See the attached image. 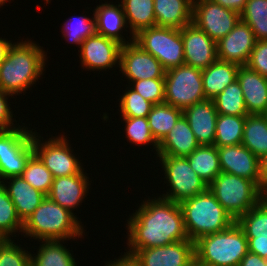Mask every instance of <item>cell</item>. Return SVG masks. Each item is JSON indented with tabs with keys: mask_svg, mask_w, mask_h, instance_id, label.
<instances>
[{
	"mask_svg": "<svg viewBox=\"0 0 267 266\" xmlns=\"http://www.w3.org/2000/svg\"><path fill=\"white\" fill-rule=\"evenodd\" d=\"M184 48V64L198 69H206L217 58L216 42L194 23L181 29Z\"/></svg>",
	"mask_w": 267,
	"mask_h": 266,
	"instance_id": "2e32d148",
	"label": "cell"
},
{
	"mask_svg": "<svg viewBox=\"0 0 267 266\" xmlns=\"http://www.w3.org/2000/svg\"><path fill=\"white\" fill-rule=\"evenodd\" d=\"M13 95L0 90V130L15 128L13 113L8 103V97ZM13 125V126H12Z\"/></svg>",
	"mask_w": 267,
	"mask_h": 266,
	"instance_id": "ee69618b",
	"label": "cell"
},
{
	"mask_svg": "<svg viewBox=\"0 0 267 266\" xmlns=\"http://www.w3.org/2000/svg\"><path fill=\"white\" fill-rule=\"evenodd\" d=\"M240 20V14L210 0L193 4L192 23L216 43L225 37Z\"/></svg>",
	"mask_w": 267,
	"mask_h": 266,
	"instance_id": "7c38bea8",
	"label": "cell"
},
{
	"mask_svg": "<svg viewBox=\"0 0 267 266\" xmlns=\"http://www.w3.org/2000/svg\"><path fill=\"white\" fill-rule=\"evenodd\" d=\"M125 122L126 138L130 143L135 145H152L155 149V153L158 155L159 143L154 139L150 126L148 124L147 117H122ZM152 143V144H151Z\"/></svg>",
	"mask_w": 267,
	"mask_h": 266,
	"instance_id": "f35d334b",
	"label": "cell"
},
{
	"mask_svg": "<svg viewBox=\"0 0 267 266\" xmlns=\"http://www.w3.org/2000/svg\"><path fill=\"white\" fill-rule=\"evenodd\" d=\"M15 240L4 239L0 243V266H30L31 252L25 250Z\"/></svg>",
	"mask_w": 267,
	"mask_h": 266,
	"instance_id": "60d3db41",
	"label": "cell"
},
{
	"mask_svg": "<svg viewBox=\"0 0 267 266\" xmlns=\"http://www.w3.org/2000/svg\"><path fill=\"white\" fill-rule=\"evenodd\" d=\"M105 266H135L129 259L119 257L118 259H115L114 261H107L105 263Z\"/></svg>",
	"mask_w": 267,
	"mask_h": 266,
	"instance_id": "f907efd6",
	"label": "cell"
},
{
	"mask_svg": "<svg viewBox=\"0 0 267 266\" xmlns=\"http://www.w3.org/2000/svg\"><path fill=\"white\" fill-rule=\"evenodd\" d=\"M78 50L81 67L101 71L120 66L122 44L118 41L95 33L87 37ZM116 65V66H115Z\"/></svg>",
	"mask_w": 267,
	"mask_h": 266,
	"instance_id": "5bb4252c",
	"label": "cell"
},
{
	"mask_svg": "<svg viewBox=\"0 0 267 266\" xmlns=\"http://www.w3.org/2000/svg\"><path fill=\"white\" fill-rule=\"evenodd\" d=\"M134 42L153 55L165 70L184 64V48L181 29L150 27L134 35Z\"/></svg>",
	"mask_w": 267,
	"mask_h": 266,
	"instance_id": "52a82bcc",
	"label": "cell"
},
{
	"mask_svg": "<svg viewBox=\"0 0 267 266\" xmlns=\"http://www.w3.org/2000/svg\"><path fill=\"white\" fill-rule=\"evenodd\" d=\"M156 26L182 29L192 23L193 4L188 0H154Z\"/></svg>",
	"mask_w": 267,
	"mask_h": 266,
	"instance_id": "d4e9b609",
	"label": "cell"
},
{
	"mask_svg": "<svg viewBox=\"0 0 267 266\" xmlns=\"http://www.w3.org/2000/svg\"><path fill=\"white\" fill-rule=\"evenodd\" d=\"M199 146L187 119L182 115L158 145V155L187 157Z\"/></svg>",
	"mask_w": 267,
	"mask_h": 266,
	"instance_id": "603a6c76",
	"label": "cell"
},
{
	"mask_svg": "<svg viewBox=\"0 0 267 266\" xmlns=\"http://www.w3.org/2000/svg\"><path fill=\"white\" fill-rule=\"evenodd\" d=\"M237 80L248 114H262L267 109V77L243 65L239 66Z\"/></svg>",
	"mask_w": 267,
	"mask_h": 266,
	"instance_id": "44dd1931",
	"label": "cell"
},
{
	"mask_svg": "<svg viewBox=\"0 0 267 266\" xmlns=\"http://www.w3.org/2000/svg\"><path fill=\"white\" fill-rule=\"evenodd\" d=\"M21 177L34 189L48 195L53 183L52 173L34 153L26 164Z\"/></svg>",
	"mask_w": 267,
	"mask_h": 266,
	"instance_id": "8d00e7d4",
	"label": "cell"
},
{
	"mask_svg": "<svg viewBox=\"0 0 267 266\" xmlns=\"http://www.w3.org/2000/svg\"><path fill=\"white\" fill-rule=\"evenodd\" d=\"M121 5L131 39L140 30L156 26L154 0H121Z\"/></svg>",
	"mask_w": 267,
	"mask_h": 266,
	"instance_id": "4316f807",
	"label": "cell"
},
{
	"mask_svg": "<svg viewBox=\"0 0 267 266\" xmlns=\"http://www.w3.org/2000/svg\"><path fill=\"white\" fill-rule=\"evenodd\" d=\"M190 266H198V264L194 261Z\"/></svg>",
	"mask_w": 267,
	"mask_h": 266,
	"instance_id": "9f6ffc18",
	"label": "cell"
},
{
	"mask_svg": "<svg viewBox=\"0 0 267 266\" xmlns=\"http://www.w3.org/2000/svg\"><path fill=\"white\" fill-rule=\"evenodd\" d=\"M245 120L246 116L218 114L213 145L222 147L241 144Z\"/></svg>",
	"mask_w": 267,
	"mask_h": 266,
	"instance_id": "1f68e13d",
	"label": "cell"
},
{
	"mask_svg": "<svg viewBox=\"0 0 267 266\" xmlns=\"http://www.w3.org/2000/svg\"><path fill=\"white\" fill-rule=\"evenodd\" d=\"M259 188L267 189V154L259 158Z\"/></svg>",
	"mask_w": 267,
	"mask_h": 266,
	"instance_id": "c3c4849f",
	"label": "cell"
},
{
	"mask_svg": "<svg viewBox=\"0 0 267 266\" xmlns=\"http://www.w3.org/2000/svg\"><path fill=\"white\" fill-rule=\"evenodd\" d=\"M66 22L62 25V37L71 44L73 43L81 47L82 42L87 37L96 33V19L94 13L92 18L84 15L74 16V18L72 17Z\"/></svg>",
	"mask_w": 267,
	"mask_h": 266,
	"instance_id": "74e56055",
	"label": "cell"
},
{
	"mask_svg": "<svg viewBox=\"0 0 267 266\" xmlns=\"http://www.w3.org/2000/svg\"><path fill=\"white\" fill-rule=\"evenodd\" d=\"M4 240V238L2 236H0V243Z\"/></svg>",
	"mask_w": 267,
	"mask_h": 266,
	"instance_id": "6f0895ef",
	"label": "cell"
},
{
	"mask_svg": "<svg viewBox=\"0 0 267 266\" xmlns=\"http://www.w3.org/2000/svg\"><path fill=\"white\" fill-rule=\"evenodd\" d=\"M241 144L258 158L267 154V120L262 114L246 116Z\"/></svg>",
	"mask_w": 267,
	"mask_h": 266,
	"instance_id": "f546056e",
	"label": "cell"
},
{
	"mask_svg": "<svg viewBox=\"0 0 267 266\" xmlns=\"http://www.w3.org/2000/svg\"><path fill=\"white\" fill-rule=\"evenodd\" d=\"M12 45L11 40L7 41V39L0 38V64L5 59L6 54Z\"/></svg>",
	"mask_w": 267,
	"mask_h": 266,
	"instance_id": "681fc988",
	"label": "cell"
},
{
	"mask_svg": "<svg viewBox=\"0 0 267 266\" xmlns=\"http://www.w3.org/2000/svg\"><path fill=\"white\" fill-rule=\"evenodd\" d=\"M6 2H8V0H0V7L5 5Z\"/></svg>",
	"mask_w": 267,
	"mask_h": 266,
	"instance_id": "f5cc1de1",
	"label": "cell"
},
{
	"mask_svg": "<svg viewBox=\"0 0 267 266\" xmlns=\"http://www.w3.org/2000/svg\"><path fill=\"white\" fill-rule=\"evenodd\" d=\"M133 85V87H131ZM131 89L139 93L144 99L153 103H164L165 99V80L164 78L142 79L133 81Z\"/></svg>",
	"mask_w": 267,
	"mask_h": 266,
	"instance_id": "b9f144b4",
	"label": "cell"
},
{
	"mask_svg": "<svg viewBox=\"0 0 267 266\" xmlns=\"http://www.w3.org/2000/svg\"><path fill=\"white\" fill-rule=\"evenodd\" d=\"M164 102L181 110L206 100L202 70L186 64L165 72Z\"/></svg>",
	"mask_w": 267,
	"mask_h": 266,
	"instance_id": "ba28073f",
	"label": "cell"
},
{
	"mask_svg": "<svg viewBox=\"0 0 267 266\" xmlns=\"http://www.w3.org/2000/svg\"><path fill=\"white\" fill-rule=\"evenodd\" d=\"M189 240L228 229L235 220L225 211L209 188L180 203Z\"/></svg>",
	"mask_w": 267,
	"mask_h": 266,
	"instance_id": "5b68a950",
	"label": "cell"
},
{
	"mask_svg": "<svg viewBox=\"0 0 267 266\" xmlns=\"http://www.w3.org/2000/svg\"><path fill=\"white\" fill-rule=\"evenodd\" d=\"M261 202L267 207V189L261 191Z\"/></svg>",
	"mask_w": 267,
	"mask_h": 266,
	"instance_id": "816d5d0a",
	"label": "cell"
},
{
	"mask_svg": "<svg viewBox=\"0 0 267 266\" xmlns=\"http://www.w3.org/2000/svg\"><path fill=\"white\" fill-rule=\"evenodd\" d=\"M119 99L120 113L122 117H147L153 108V103L144 99L139 93L127 87Z\"/></svg>",
	"mask_w": 267,
	"mask_h": 266,
	"instance_id": "ab89813d",
	"label": "cell"
},
{
	"mask_svg": "<svg viewBox=\"0 0 267 266\" xmlns=\"http://www.w3.org/2000/svg\"><path fill=\"white\" fill-rule=\"evenodd\" d=\"M224 8H228L238 12L239 14L244 10L247 0H210Z\"/></svg>",
	"mask_w": 267,
	"mask_h": 266,
	"instance_id": "bcb514c9",
	"label": "cell"
},
{
	"mask_svg": "<svg viewBox=\"0 0 267 266\" xmlns=\"http://www.w3.org/2000/svg\"><path fill=\"white\" fill-rule=\"evenodd\" d=\"M248 253V240L235 221L228 229L203 236L194 242L198 266H239Z\"/></svg>",
	"mask_w": 267,
	"mask_h": 266,
	"instance_id": "277c9868",
	"label": "cell"
},
{
	"mask_svg": "<svg viewBox=\"0 0 267 266\" xmlns=\"http://www.w3.org/2000/svg\"><path fill=\"white\" fill-rule=\"evenodd\" d=\"M238 69V64L218 59L203 69V90L206 99L213 100L229 84L237 80Z\"/></svg>",
	"mask_w": 267,
	"mask_h": 266,
	"instance_id": "484cf974",
	"label": "cell"
},
{
	"mask_svg": "<svg viewBox=\"0 0 267 266\" xmlns=\"http://www.w3.org/2000/svg\"><path fill=\"white\" fill-rule=\"evenodd\" d=\"M22 232L23 222L18 217L15 205L0 182V236L11 239L13 233ZM11 235V236H10Z\"/></svg>",
	"mask_w": 267,
	"mask_h": 266,
	"instance_id": "e575fe53",
	"label": "cell"
},
{
	"mask_svg": "<svg viewBox=\"0 0 267 266\" xmlns=\"http://www.w3.org/2000/svg\"><path fill=\"white\" fill-rule=\"evenodd\" d=\"M93 12L96 19V33L114 39L122 45L134 41V39H129L127 41L124 36H122L123 29L128 26L122 5L119 2L118 5H114L113 2L111 4L107 2L102 3L96 6Z\"/></svg>",
	"mask_w": 267,
	"mask_h": 266,
	"instance_id": "cb8c5ba5",
	"label": "cell"
},
{
	"mask_svg": "<svg viewBox=\"0 0 267 266\" xmlns=\"http://www.w3.org/2000/svg\"><path fill=\"white\" fill-rule=\"evenodd\" d=\"M5 180L1 181V183L14 203L18 217L24 222L42 203L46 195L34 189L21 176L10 177Z\"/></svg>",
	"mask_w": 267,
	"mask_h": 266,
	"instance_id": "7402d4cb",
	"label": "cell"
},
{
	"mask_svg": "<svg viewBox=\"0 0 267 266\" xmlns=\"http://www.w3.org/2000/svg\"><path fill=\"white\" fill-rule=\"evenodd\" d=\"M246 237L267 239V207L260 201L237 221Z\"/></svg>",
	"mask_w": 267,
	"mask_h": 266,
	"instance_id": "d590c367",
	"label": "cell"
},
{
	"mask_svg": "<svg viewBox=\"0 0 267 266\" xmlns=\"http://www.w3.org/2000/svg\"><path fill=\"white\" fill-rule=\"evenodd\" d=\"M250 69L267 77V40H257L248 63Z\"/></svg>",
	"mask_w": 267,
	"mask_h": 266,
	"instance_id": "7bdbcfd3",
	"label": "cell"
},
{
	"mask_svg": "<svg viewBox=\"0 0 267 266\" xmlns=\"http://www.w3.org/2000/svg\"><path fill=\"white\" fill-rule=\"evenodd\" d=\"M127 222L128 258L137 249L160 247L188 240L180 204L161 197L143 200Z\"/></svg>",
	"mask_w": 267,
	"mask_h": 266,
	"instance_id": "6da1fadb",
	"label": "cell"
},
{
	"mask_svg": "<svg viewBox=\"0 0 267 266\" xmlns=\"http://www.w3.org/2000/svg\"><path fill=\"white\" fill-rule=\"evenodd\" d=\"M166 180L170 186L169 191L159 197L180 203L181 201L203 193L208 189V185L190 166L186 157H174L168 155H156Z\"/></svg>",
	"mask_w": 267,
	"mask_h": 266,
	"instance_id": "30bf717a",
	"label": "cell"
},
{
	"mask_svg": "<svg viewBox=\"0 0 267 266\" xmlns=\"http://www.w3.org/2000/svg\"><path fill=\"white\" fill-rule=\"evenodd\" d=\"M88 179L89 177L84 169L79 174L53 178L47 197L73 212L77 206L79 207L80 203H83L82 201L89 193V185L91 184Z\"/></svg>",
	"mask_w": 267,
	"mask_h": 266,
	"instance_id": "d6986e66",
	"label": "cell"
},
{
	"mask_svg": "<svg viewBox=\"0 0 267 266\" xmlns=\"http://www.w3.org/2000/svg\"><path fill=\"white\" fill-rule=\"evenodd\" d=\"M208 188L235 221L261 201L255 182L226 172H220Z\"/></svg>",
	"mask_w": 267,
	"mask_h": 266,
	"instance_id": "8992f818",
	"label": "cell"
},
{
	"mask_svg": "<svg viewBox=\"0 0 267 266\" xmlns=\"http://www.w3.org/2000/svg\"><path fill=\"white\" fill-rule=\"evenodd\" d=\"M222 172L252 180L259 186V158L242 144L217 147Z\"/></svg>",
	"mask_w": 267,
	"mask_h": 266,
	"instance_id": "ac0fdd59",
	"label": "cell"
},
{
	"mask_svg": "<svg viewBox=\"0 0 267 266\" xmlns=\"http://www.w3.org/2000/svg\"><path fill=\"white\" fill-rule=\"evenodd\" d=\"M127 259L135 266H190L195 261L194 242L188 239L160 247L137 249Z\"/></svg>",
	"mask_w": 267,
	"mask_h": 266,
	"instance_id": "4fadbf2b",
	"label": "cell"
},
{
	"mask_svg": "<svg viewBox=\"0 0 267 266\" xmlns=\"http://www.w3.org/2000/svg\"><path fill=\"white\" fill-rule=\"evenodd\" d=\"M256 41L249 25L239 20L234 28L216 43L217 58L239 66L246 65Z\"/></svg>",
	"mask_w": 267,
	"mask_h": 266,
	"instance_id": "e0dca14e",
	"label": "cell"
},
{
	"mask_svg": "<svg viewBox=\"0 0 267 266\" xmlns=\"http://www.w3.org/2000/svg\"><path fill=\"white\" fill-rule=\"evenodd\" d=\"M182 115L183 110L175 108L165 102L154 104L147 116L148 124L154 139L160 143Z\"/></svg>",
	"mask_w": 267,
	"mask_h": 266,
	"instance_id": "4dcf8cb0",
	"label": "cell"
},
{
	"mask_svg": "<svg viewBox=\"0 0 267 266\" xmlns=\"http://www.w3.org/2000/svg\"><path fill=\"white\" fill-rule=\"evenodd\" d=\"M192 169L209 185L222 172L215 145H199L186 157Z\"/></svg>",
	"mask_w": 267,
	"mask_h": 266,
	"instance_id": "83f0119b",
	"label": "cell"
},
{
	"mask_svg": "<svg viewBox=\"0 0 267 266\" xmlns=\"http://www.w3.org/2000/svg\"><path fill=\"white\" fill-rule=\"evenodd\" d=\"M21 41L10 46L0 64V90L15 96L38 81L47 60V53L39 44L32 40Z\"/></svg>",
	"mask_w": 267,
	"mask_h": 266,
	"instance_id": "7a4b0ae2",
	"label": "cell"
},
{
	"mask_svg": "<svg viewBox=\"0 0 267 266\" xmlns=\"http://www.w3.org/2000/svg\"><path fill=\"white\" fill-rule=\"evenodd\" d=\"M239 266H267V259L248 252L240 261Z\"/></svg>",
	"mask_w": 267,
	"mask_h": 266,
	"instance_id": "7dc6e473",
	"label": "cell"
},
{
	"mask_svg": "<svg viewBox=\"0 0 267 266\" xmlns=\"http://www.w3.org/2000/svg\"><path fill=\"white\" fill-rule=\"evenodd\" d=\"M262 115L265 117V119L267 120V109L262 113Z\"/></svg>",
	"mask_w": 267,
	"mask_h": 266,
	"instance_id": "db71d44e",
	"label": "cell"
},
{
	"mask_svg": "<svg viewBox=\"0 0 267 266\" xmlns=\"http://www.w3.org/2000/svg\"><path fill=\"white\" fill-rule=\"evenodd\" d=\"M82 222L70 210L50 200L47 196L23 222L24 237L40 241H68L84 234ZM33 237V238H32ZM68 238V239H67Z\"/></svg>",
	"mask_w": 267,
	"mask_h": 266,
	"instance_id": "3957f363",
	"label": "cell"
},
{
	"mask_svg": "<svg viewBox=\"0 0 267 266\" xmlns=\"http://www.w3.org/2000/svg\"><path fill=\"white\" fill-rule=\"evenodd\" d=\"M40 243L37 255L30 256V266H77L73 254L63 245L64 241L49 240Z\"/></svg>",
	"mask_w": 267,
	"mask_h": 266,
	"instance_id": "f1b7e54d",
	"label": "cell"
},
{
	"mask_svg": "<svg viewBox=\"0 0 267 266\" xmlns=\"http://www.w3.org/2000/svg\"><path fill=\"white\" fill-rule=\"evenodd\" d=\"M213 101L218 114L233 116L248 115L243 97V91L238 80H235L229 84L213 99Z\"/></svg>",
	"mask_w": 267,
	"mask_h": 266,
	"instance_id": "d6a6232c",
	"label": "cell"
},
{
	"mask_svg": "<svg viewBox=\"0 0 267 266\" xmlns=\"http://www.w3.org/2000/svg\"><path fill=\"white\" fill-rule=\"evenodd\" d=\"M32 138L33 131L27 126L0 130V182L22 175L34 154Z\"/></svg>",
	"mask_w": 267,
	"mask_h": 266,
	"instance_id": "9c48e42d",
	"label": "cell"
},
{
	"mask_svg": "<svg viewBox=\"0 0 267 266\" xmlns=\"http://www.w3.org/2000/svg\"><path fill=\"white\" fill-rule=\"evenodd\" d=\"M189 2H191L192 4L196 3L199 0H188Z\"/></svg>",
	"mask_w": 267,
	"mask_h": 266,
	"instance_id": "11a10c76",
	"label": "cell"
},
{
	"mask_svg": "<svg viewBox=\"0 0 267 266\" xmlns=\"http://www.w3.org/2000/svg\"><path fill=\"white\" fill-rule=\"evenodd\" d=\"M119 68L129 84L142 79L164 78L166 72L153 55L144 51L134 41L122 45Z\"/></svg>",
	"mask_w": 267,
	"mask_h": 266,
	"instance_id": "9a60e30c",
	"label": "cell"
},
{
	"mask_svg": "<svg viewBox=\"0 0 267 266\" xmlns=\"http://www.w3.org/2000/svg\"><path fill=\"white\" fill-rule=\"evenodd\" d=\"M246 238L248 240V252L267 259V239H257V237Z\"/></svg>",
	"mask_w": 267,
	"mask_h": 266,
	"instance_id": "f6af8a7d",
	"label": "cell"
},
{
	"mask_svg": "<svg viewBox=\"0 0 267 266\" xmlns=\"http://www.w3.org/2000/svg\"><path fill=\"white\" fill-rule=\"evenodd\" d=\"M199 145H213L218 116L213 100H204L183 110Z\"/></svg>",
	"mask_w": 267,
	"mask_h": 266,
	"instance_id": "ffe728a7",
	"label": "cell"
},
{
	"mask_svg": "<svg viewBox=\"0 0 267 266\" xmlns=\"http://www.w3.org/2000/svg\"><path fill=\"white\" fill-rule=\"evenodd\" d=\"M240 20L249 25L256 40H267V0H247Z\"/></svg>",
	"mask_w": 267,
	"mask_h": 266,
	"instance_id": "836d02e7",
	"label": "cell"
},
{
	"mask_svg": "<svg viewBox=\"0 0 267 266\" xmlns=\"http://www.w3.org/2000/svg\"><path fill=\"white\" fill-rule=\"evenodd\" d=\"M37 134L33 132L34 153L52 173L53 178L79 174L84 169L64 135L54 136L42 143L39 139L41 136Z\"/></svg>",
	"mask_w": 267,
	"mask_h": 266,
	"instance_id": "8fae6325",
	"label": "cell"
}]
</instances>
